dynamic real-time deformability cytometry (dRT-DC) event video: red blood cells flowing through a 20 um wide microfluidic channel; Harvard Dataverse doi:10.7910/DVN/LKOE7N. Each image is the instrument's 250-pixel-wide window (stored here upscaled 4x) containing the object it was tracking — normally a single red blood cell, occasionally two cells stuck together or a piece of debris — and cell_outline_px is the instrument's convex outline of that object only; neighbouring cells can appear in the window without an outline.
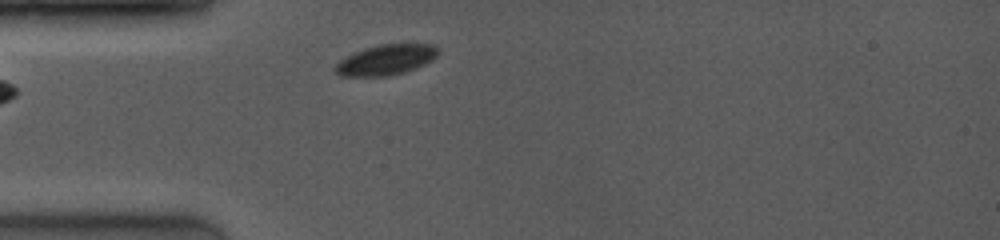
{"species": "common noctule bat (a hibernating species)", "species_latin": "Nyctalus noctula", "temperature_condition": "room temperature", "stored_images_in_passage": 20, "camera_frame_rate_fps": 4000, "um_per_image_px": 0.085, "animal": {"sex": "female", "body_mass_g": 19.0, "forearm_length_mm": 53.3}, "frame": {"image": 1, "passage_image": 1, "time_ms": 0.0, "image_size_px": [1000, 240], "cell_outline_px": [[440, 52], [432, 60], [416, 68], [392, 76], [340, 76], [332, 68], [340, 60], [364, 48], [376, 44], [432, 44], [440, 48]], "centroid_in_image_um": [32.82, 5.08], "position_along_channel_um": 52.2, "area_um2": 18.32}}
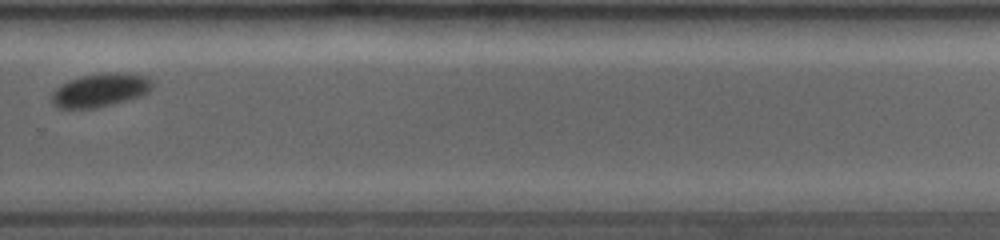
{"frame": {"image": 2, "passage_image": 15, "time_ms": 7.0, "image_size_px": [1000, 240], "cell_outline_px": [[156, 84], [148, 92], [140, 96], [112, 104], [96, 108], [56, 108], [52, 104], [52, 92], [56, 88], [68, 80], [80, 76], [148, 76]], "centroid_in_image_um": [8.47, 7.73], "position_along_channel_um": 321.3, "area_um2": 18.67}}
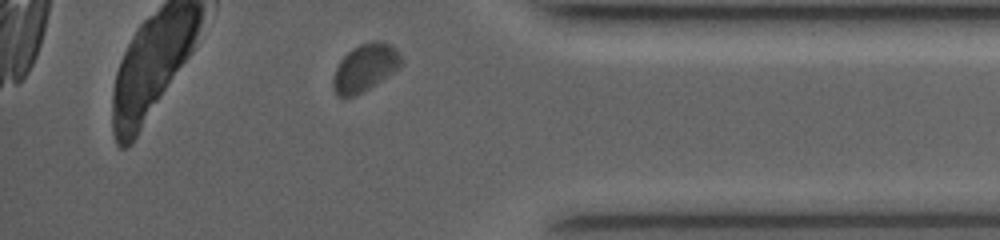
{"frame": {"image": 3, "passage_image": 19, "time_ms": 9.25, "image_size_px": [1000, 240], "cell_outline_px": [[404, 64], [400, 68], [356, 96], [336, 96], [332, 88], [332, 80], [336, 68], [340, 60], [352, 48], [360, 44], [372, 40], [380, 40], [392, 44], [400, 52]], "centroid_in_image_um": [31.06, 5.73], "position_along_channel_um": 404.1, "area_um2": 19.13}}